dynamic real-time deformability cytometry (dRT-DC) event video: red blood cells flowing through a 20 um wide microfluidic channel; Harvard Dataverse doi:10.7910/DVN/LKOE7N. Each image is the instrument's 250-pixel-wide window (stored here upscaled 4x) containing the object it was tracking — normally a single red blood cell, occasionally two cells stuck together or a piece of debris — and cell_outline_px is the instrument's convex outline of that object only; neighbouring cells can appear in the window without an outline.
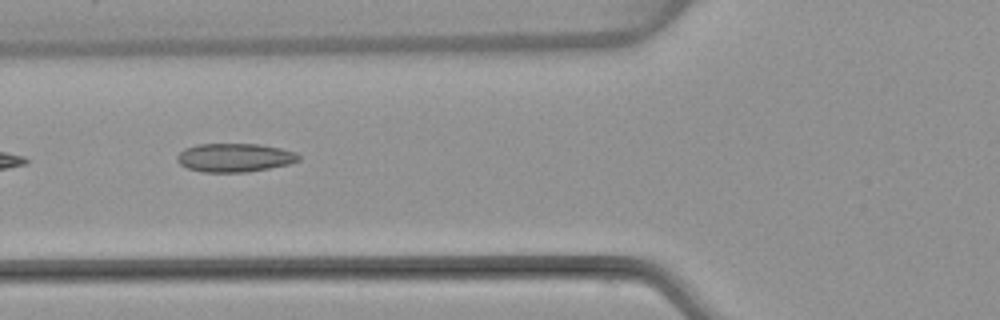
{"species": "common noctule bat (a hibernating species)", "species_latin": "Nyctalus noctula", "temperature_condition": "warm", "stored_images_in_passage": 7, "camera_frame_rate_fps": 3000, "um_per_image_px": 0.085, "animal": {"sex": "female", "body_mass_g": 22.7, "forearm_length_mm": 54.2}, "frame": {"image": 1, "passage_image": 6, "time_ms": 6.0, "image_size_px": [1000, 320], "cell_outline_px": [[300, 160], [288, 164], [248, 172], [200, 172], [188, 168], [180, 164], [176, 160], [176, 156], [184, 148], [196, 144], [260, 144], [280, 148], [296, 152], [300, 156]], "centroid_in_image_um": [19.92, 13.39], "position_along_channel_um": 105.9, "area_um2": 20.35}}
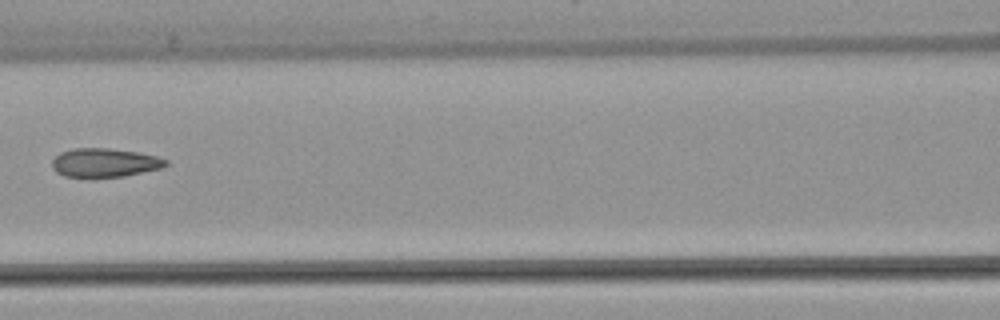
{"frame": {"image": 2, "passage_image": 7, "time_ms": 7.333, "image_size_px": [1000, 320], "cell_outline_px": [[168, 164], [160, 168], [124, 176], [64, 176], [56, 172], [52, 168], [52, 160], [60, 152], [72, 148], [108, 148], [140, 152], [156, 156], [168, 160]], "centroid_in_image_um": [8.89, 13.8], "position_along_channel_um": 157.7, "area_um2": 18.9}}